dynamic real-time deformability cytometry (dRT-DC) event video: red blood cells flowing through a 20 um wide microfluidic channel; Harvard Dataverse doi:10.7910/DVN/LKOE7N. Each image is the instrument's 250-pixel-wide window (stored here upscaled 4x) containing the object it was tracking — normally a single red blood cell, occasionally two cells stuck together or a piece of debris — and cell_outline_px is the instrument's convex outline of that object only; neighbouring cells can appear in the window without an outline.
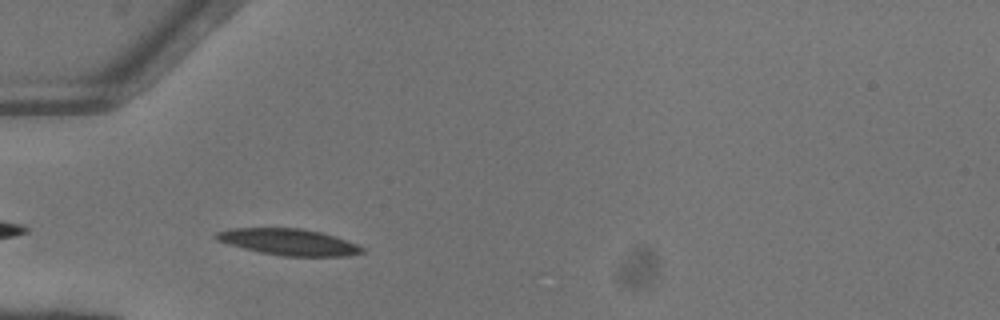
{"species": "common noctule bat (a hibernating species)", "species_latin": "Nyctalus noctula", "temperature_condition": "warm", "stored_images_in_passage": 36, "camera_frame_rate_fps": 3000, "um_per_image_px": 0.085, "animal": {"sex": "female"}, "frame": {"image": 1, "passage_image": 3, "time_ms": 0.667, "image_size_px": [1000, 320], "cell_outline_px": [[364, 252], [348, 256], [280, 256], [260, 252], [228, 244], [216, 240], [212, 236], [216, 232], [232, 228], [300, 228], [320, 232], [336, 236], [356, 244], [364, 248]], "centroid_in_image_um": [24.52, 20.57], "position_along_channel_um": 60.5, "area_um2": 22.48}}
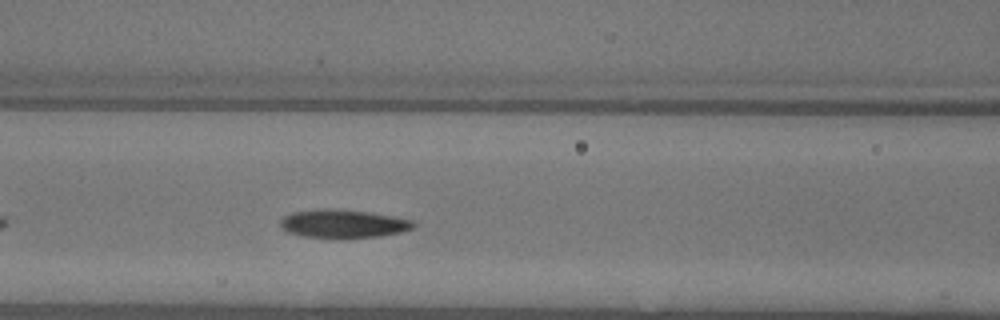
{"frame": {"image": 2, "passage_image": 9, "time_ms": 2.667, "image_size_px": [1000, 320], "cell_outline_px": [[416, 224], [412, 228], [400, 232], [380, 236], [344, 240], [304, 236], [288, 232], [280, 224], [280, 220], [284, 216], [292, 212], [324, 208], [332, 208], [368, 212], [396, 216], [412, 220]], "centroid_in_image_um": [29.18, 19.03], "position_along_channel_um": 137.4, "area_um2": 22.43}}
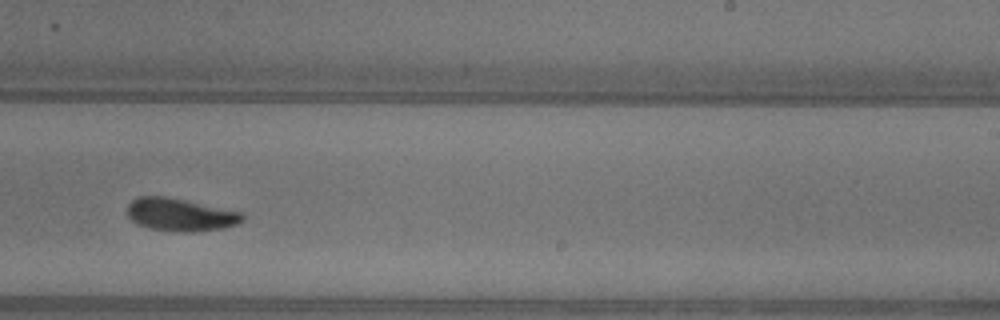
{"frame": {"image": 3, "passage_image": 19, "time_ms": 6.0, "image_size_px": [1000, 320], "cell_outline_px": [[244, 220], [236, 224], [224, 228], [192, 232], [172, 232], [148, 228], [136, 224], [128, 216], [128, 204], [136, 196], [164, 196], [244, 212]], "centroid_in_image_um": [15.32, 18.26], "position_along_channel_um": 273.7, "area_um2": 22.2}, "authors_computed_cell_mechanics": {"area_um2": 21.2704, "velocity_mm_per_s": 4.1103, "shape_relaxation_time_tau1_ms": 2.9951, "shape_relaxation_time_tau2_ms": 2.3183, "deformation_change_tau1": 0.1445, "deformation_change_tau2": 0.0836}}